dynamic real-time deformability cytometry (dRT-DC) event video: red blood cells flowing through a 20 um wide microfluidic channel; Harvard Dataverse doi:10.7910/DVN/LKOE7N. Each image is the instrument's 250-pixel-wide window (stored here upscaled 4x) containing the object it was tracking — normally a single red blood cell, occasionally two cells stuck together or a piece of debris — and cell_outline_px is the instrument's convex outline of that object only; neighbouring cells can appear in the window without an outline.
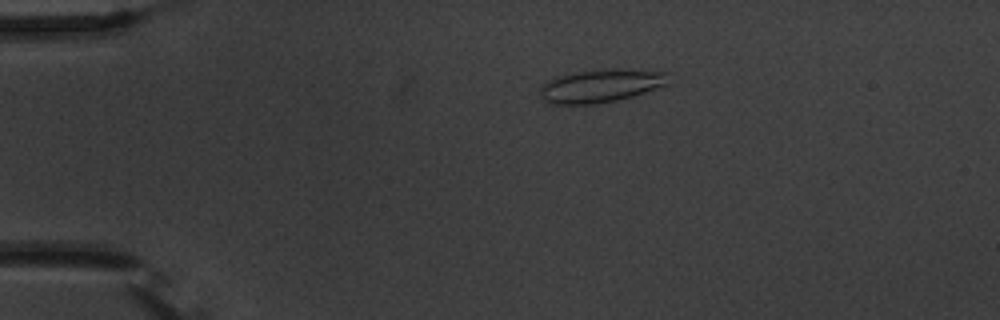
{"species": "common noctule bat (a hibernating species)", "species_latin": "Nyctalus noctula", "temperature_condition": "warm", "stored_images_in_passage": 4, "camera_frame_rate_fps": 3000, "um_per_image_px": 0.085, "animal": {"sex": "male", "body_mass_g": 20.1, "forearm_length_mm": 53.5}, "frame": {"image": 1, "passage_image": 2, "time_ms": 3.0, "image_size_px": [1000, 320], "cell_outline_px": [[668, 84], [632, 96], [616, 100], [596, 104], [552, 104], [544, 100], [540, 92], [540, 84], [548, 80], [560, 76], [580, 72], [604, 68], [612, 68], [668, 72]], "centroid_in_image_um": [51.06, 7.29], "position_along_channel_um": 33.9, "area_um2": 24.62}}
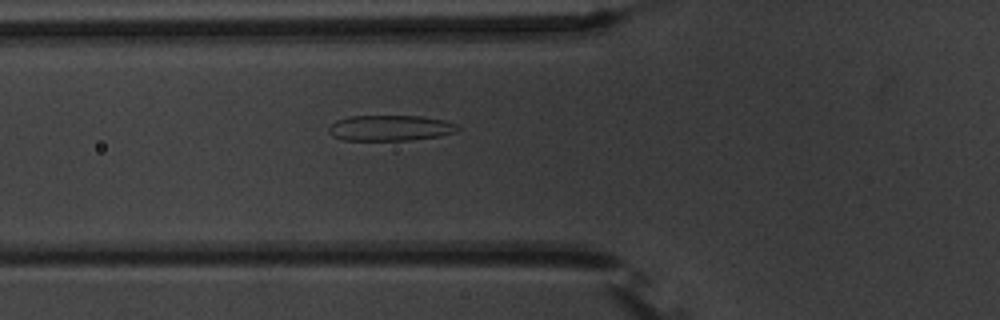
{"frame": {"image": 2, "passage_image": 4, "time_ms": 6.0, "image_size_px": [1000, 320], "cell_outline_px": [[460, 128], [456, 132], [440, 136], [408, 140], [340, 140], [332, 136], [328, 132], [328, 128], [336, 120], [348, 116], [420, 116], [444, 120], [456, 124]], "centroid_in_image_um": [33.14, 10.88], "position_along_channel_um": 92.7, "area_um2": 19.36}}